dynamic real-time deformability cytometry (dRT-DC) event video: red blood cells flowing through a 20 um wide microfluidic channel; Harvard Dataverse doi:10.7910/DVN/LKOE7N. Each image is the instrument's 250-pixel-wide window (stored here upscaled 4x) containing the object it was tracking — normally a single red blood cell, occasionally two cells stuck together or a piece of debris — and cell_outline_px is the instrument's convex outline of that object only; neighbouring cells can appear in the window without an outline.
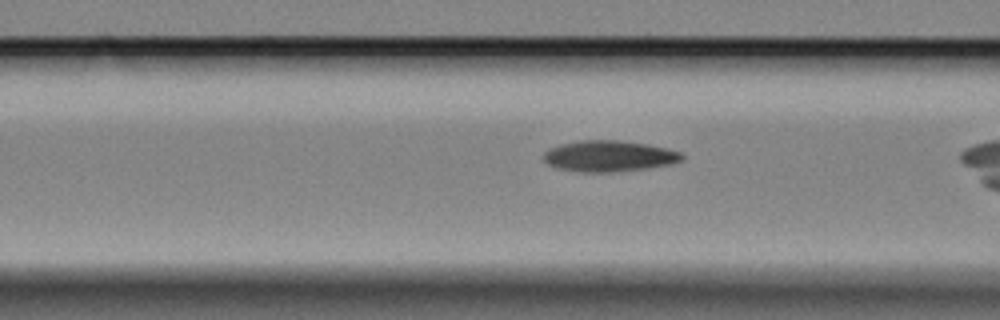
{"species": "Egyptian fruit bat (a non-hibernating species)", "species_latin": "Rousettus aegyptiacus", "temperature_condition": "cold", "stored_images_in_passage": 39, "camera_frame_rate_fps": 3000, "um_per_image_px": 0.085, "animal": {"sex": "female"}, "frame": {"image": 1, "passage_image": 15, "time_ms": 4.667, "image_size_px": [1000, 320], "cell_outline_px": [[684, 160], [672, 164], [648, 168], [612, 172], [580, 172], [556, 168], [548, 164], [544, 160], [544, 152], [560, 144], [580, 140], [616, 140], [648, 144], [668, 148], [680, 152], [684, 156]], "centroid_in_image_um": [51.8, 13.27], "position_along_channel_um": 114.8, "area_um2": 25.14}}
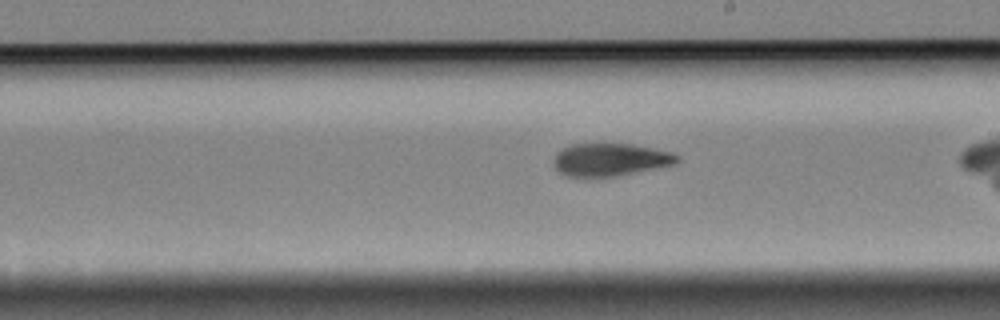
{"frame": {"image": 2, "passage_image": 26, "time_ms": 8.333, "image_size_px": [1000, 320], "cell_outline_px": [[680, 160], [676, 164], [616, 176], [564, 176], [552, 164], [552, 160], [556, 152], [560, 148], [572, 144], [632, 144], [672, 152], [680, 156]], "centroid_in_image_um": [51.85, 13.56], "position_along_channel_um": 237.1, "area_um2": 23.64}}
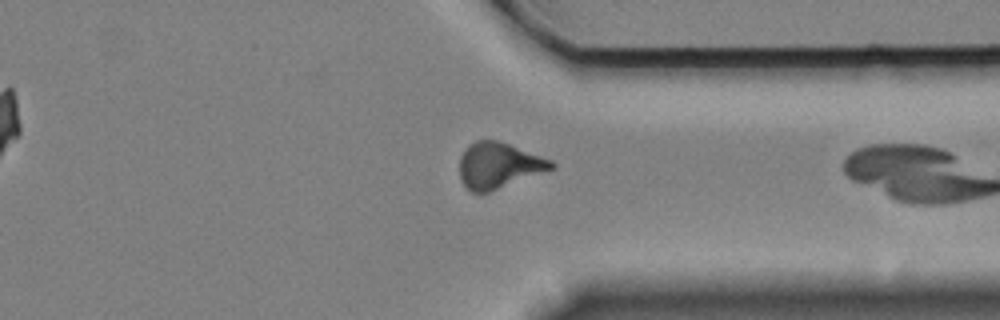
{"frame": {"image": 3, "passage_image": 38, "time_ms": 12.333, "image_size_px": [1000, 320], "cell_outline_px": [[556, 168], [488, 192], [472, 192], [460, 180], [460, 156], [468, 144], [476, 140], [500, 140], [552, 160], [556, 164]], "centroid_in_image_um": [42.4, 14.04], "position_along_channel_um": 369.0, "area_um2": 24.57}}